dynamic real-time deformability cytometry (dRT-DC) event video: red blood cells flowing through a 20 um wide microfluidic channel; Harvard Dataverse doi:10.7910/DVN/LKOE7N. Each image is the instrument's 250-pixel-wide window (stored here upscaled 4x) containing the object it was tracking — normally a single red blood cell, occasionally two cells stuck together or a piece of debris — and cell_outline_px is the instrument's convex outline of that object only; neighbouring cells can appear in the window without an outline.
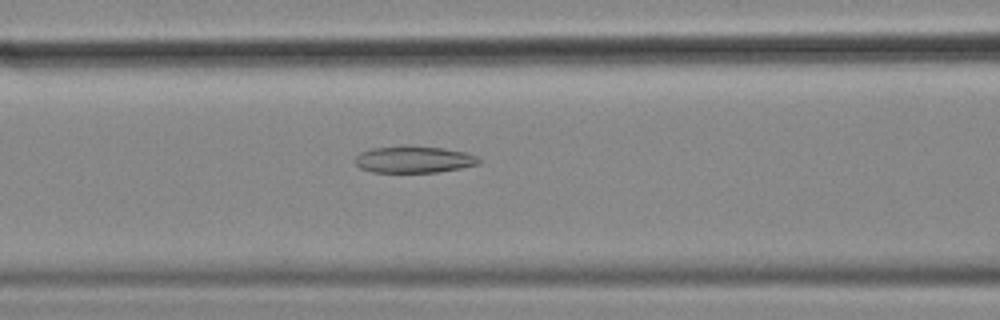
{"species": "common noctule bat (a hibernating species)", "species_latin": "Nyctalus noctula", "temperature_condition": "cold", "stored_images_in_passage": 56, "camera_frame_rate_fps": 3000, "um_per_image_px": 0.085, "animal": {"sex": "female", "body_mass_g": 18.4}, "frame": {"image": 1, "passage_image": 23, "time_ms": 7.333, "image_size_px": [1000, 320], "cell_outline_px": [[484, 160], [480, 164], [460, 168], [436, 172], [372, 172], [360, 168], [356, 164], [356, 156], [360, 152], [372, 148], [404, 144], [412, 144], [468, 152]], "centroid_in_image_um": [35.2, 13.53], "position_along_channel_um": 131.4, "area_um2": 19.77}}
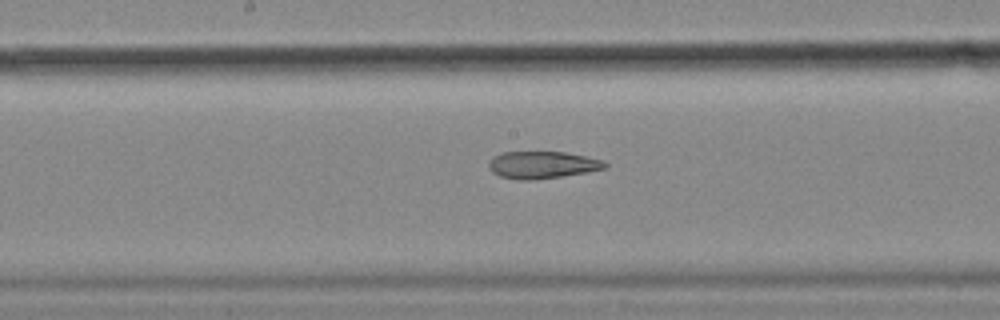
{"frame": {"image": 2, "passage_image": 29, "time_ms": 9.333, "image_size_px": [1000, 320], "cell_outline_px": [[608, 168], [588, 172], [532, 180], [520, 180], [500, 176], [492, 172], [488, 168], [488, 160], [492, 156], [504, 152], [564, 152], [604, 160], [608, 164]], "centroid_in_image_um": [46.08, 14.01], "position_along_channel_um": 202.1, "area_um2": 18.5}}
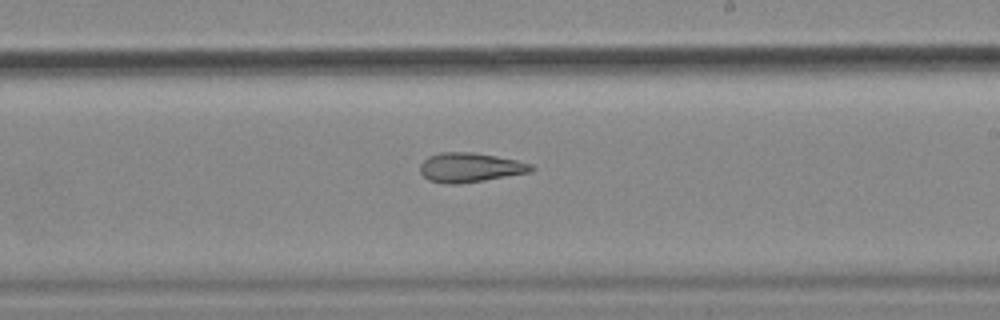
{"frame": {"image": 3, "passage_image": 33, "time_ms": 10.667, "image_size_px": [1000, 320], "cell_outline_px": [[536, 168], [532, 172], [484, 180], [456, 184], [448, 184], [428, 180], [420, 172], [420, 164], [428, 156], [440, 152], [472, 152], [496, 156], [516, 160], [532, 164]], "centroid_in_image_um": [39.96, 14.23], "position_along_channel_um": 249.0, "area_um2": 19.07}, "authors_computed_cell_mechanics": {"area_um2": 22.542, "velocity_mm_per_s": 3.551, "shape_relaxation_time_tau1_ms": null, "shape_relaxation_time_tau2_ms": 5.3177, "deformation_change_tau1": null, "deformation_change_tau2": 0.1597}}